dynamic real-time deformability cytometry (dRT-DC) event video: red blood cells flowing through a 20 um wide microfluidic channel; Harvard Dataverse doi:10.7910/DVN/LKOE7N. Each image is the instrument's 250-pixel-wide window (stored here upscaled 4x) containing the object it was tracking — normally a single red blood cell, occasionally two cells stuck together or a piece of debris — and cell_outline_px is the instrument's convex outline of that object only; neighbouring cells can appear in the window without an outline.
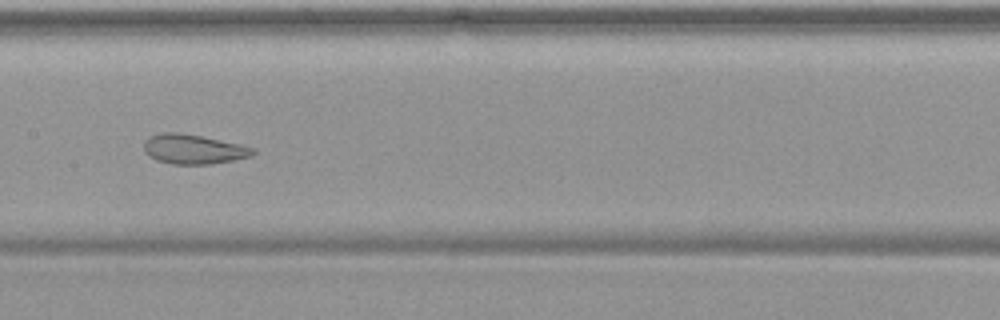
{"species": "common noctule bat (a hibernating species)", "species_latin": "Nyctalus noctula", "temperature_condition": "warm", "stored_images_in_passage": 55, "camera_frame_rate_fps": 3000, "um_per_image_px": 0.085, "animal": {"sex": "female", "body_mass_g": 19.9}, "frame": {"image": 1, "passage_image": 28, "time_ms": 9.0, "image_size_px": [1000, 320], "cell_outline_px": [[256, 152], [252, 156], [212, 164], [172, 164], [156, 160], [148, 156], [144, 152], [144, 140], [148, 136], [160, 132], [180, 132], [204, 136], [240, 144], [256, 148]], "centroid_in_image_um": [16.42, 12.66], "position_along_channel_um": 191.0, "area_um2": 19.19}}
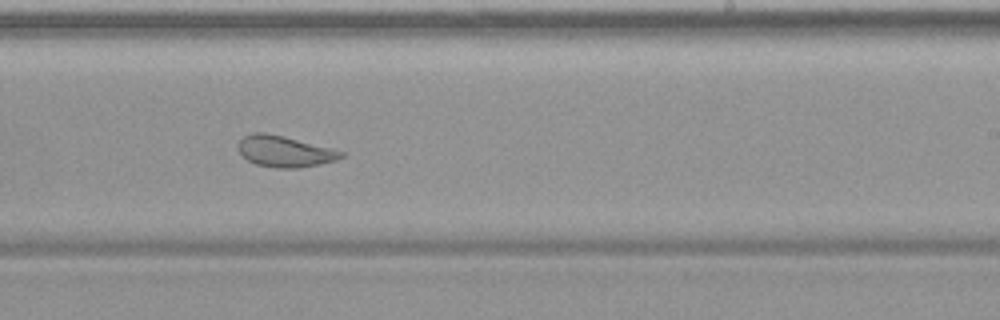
{"frame": {"image": 2, "passage_image": 34, "time_ms": 11.0, "image_size_px": [1000, 320], "cell_outline_px": [[344, 156], [336, 160], [320, 164], [300, 168], [276, 168], [256, 164], [248, 160], [236, 148], [236, 144], [244, 136], [252, 132], [264, 132], [284, 136], [332, 148], [344, 152]], "centroid_in_image_um": [24.18, 12.86], "position_along_channel_um": 264.8, "area_um2": 18.79}}
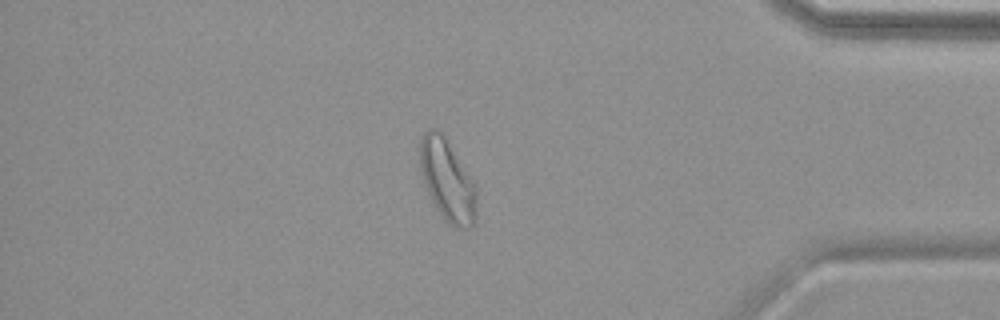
{"frame": {"image": 3, "passage_image": 47, "time_ms": 15.333, "image_size_px": [1000, 320], "cell_outline_px": [[476, 216], [472, 228], [456, 228], [448, 224], [444, 220], [436, 208], [424, 184], [420, 172], [420, 140], [424, 132], [428, 128], [436, 128], [444, 136], [472, 180], [476, 188]], "centroid_in_image_um": [38.01, 15.36], "position_along_channel_um": 397.2, "area_um2": 26.76}, "authors_computed_cell_mechanics": {"area_um2": 26.877, "velocity_mm_per_s": 3.7191, "shape_relaxation_time_tau1_ms": null, "shape_relaxation_time_tau2_ms": 1.3604, "deformation_change_tau1": null, "deformation_change_tau2": 0.0936}}